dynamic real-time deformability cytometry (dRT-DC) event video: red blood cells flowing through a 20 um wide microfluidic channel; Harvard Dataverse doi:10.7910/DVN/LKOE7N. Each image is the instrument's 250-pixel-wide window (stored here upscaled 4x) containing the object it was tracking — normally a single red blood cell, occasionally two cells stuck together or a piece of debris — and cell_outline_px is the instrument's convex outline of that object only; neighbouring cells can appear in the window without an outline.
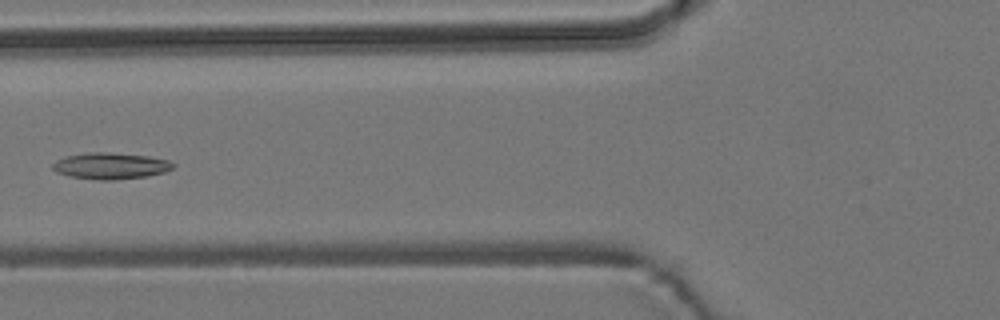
{"species": "common noctule bat (a hibernating species)", "species_latin": "Nyctalus noctula", "temperature_condition": "room temperature", "stored_images_in_passage": 5, "camera_frame_rate_fps": 3000, "um_per_image_px": 0.085, "animal": {"sex": "male", "body_mass_g": 19.2, "forearm_length_mm": 51.8}, "frame": {"image": 1, "passage_image": 5, "time_ms": 5.667, "image_size_px": [1000, 320], "cell_outline_px": [[176, 164], [172, 168], [164, 172], [148, 176], [112, 180], [100, 180], [72, 176], [56, 172], [52, 168], [52, 164], [56, 160], [64, 156], [88, 152], [108, 152], [148, 156], [168, 160]], "centroid_in_image_um": [9.39, 14.09], "position_along_channel_um": 116.4, "area_um2": 18.5}}